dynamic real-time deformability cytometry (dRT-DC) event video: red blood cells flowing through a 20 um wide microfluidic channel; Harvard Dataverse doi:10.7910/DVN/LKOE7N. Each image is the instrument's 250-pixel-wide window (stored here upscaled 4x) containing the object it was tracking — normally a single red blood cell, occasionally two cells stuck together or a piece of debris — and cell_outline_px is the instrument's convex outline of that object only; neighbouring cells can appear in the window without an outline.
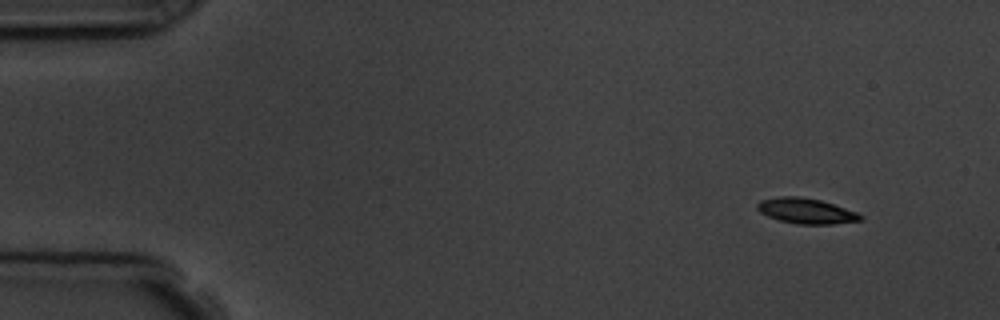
{"species": "common noctule bat (a hibernating species)", "species_latin": "Nyctalus noctula", "temperature_condition": "room temperature", "stored_images_in_passage": 4, "camera_frame_rate_fps": 3000, "um_per_image_px": 0.085, "animal": {"sex": "male", "body_mass_g": 19.5, "forearm_length_mm": 54.6}, "frame": {"image": 1, "passage_image": 1, "time_ms": 0.0, "image_size_px": [1000, 320], "cell_outline_px": [[864, 220], [832, 224], [796, 224], [780, 220], [768, 216], [760, 212], [756, 208], [756, 204], [760, 200], [780, 196], [796, 196], [820, 200], [856, 212], [864, 216]], "centroid_in_image_um": [68.51, 17.93], "position_along_channel_um": 16.5, "area_um2": 15.2}}
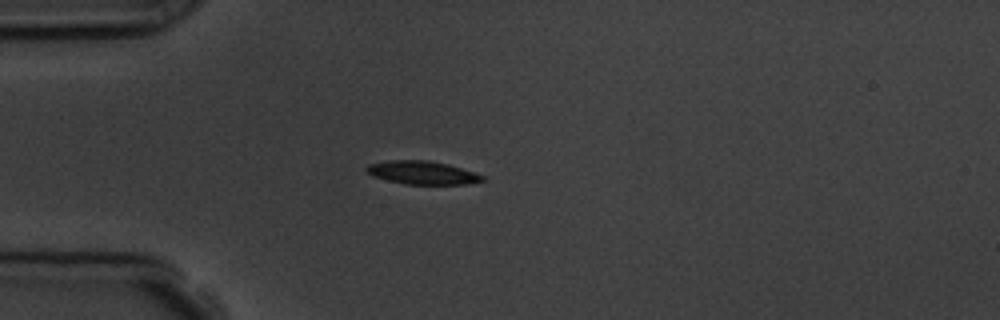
{"frame": {"image": 2, "passage_image": 4, "time_ms": 3.333, "image_size_px": [1000, 320], "cell_outline_px": [[484, 180], [468, 184], [404, 184], [372, 176], [364, 168], [368, 164], [388, 160], [428, 160], [448, 164], [484, 176]], "centroid_in_image_um": [35.85, 14.67], "position_along_channel_um": 49.1, "area_um2": 15.61}}